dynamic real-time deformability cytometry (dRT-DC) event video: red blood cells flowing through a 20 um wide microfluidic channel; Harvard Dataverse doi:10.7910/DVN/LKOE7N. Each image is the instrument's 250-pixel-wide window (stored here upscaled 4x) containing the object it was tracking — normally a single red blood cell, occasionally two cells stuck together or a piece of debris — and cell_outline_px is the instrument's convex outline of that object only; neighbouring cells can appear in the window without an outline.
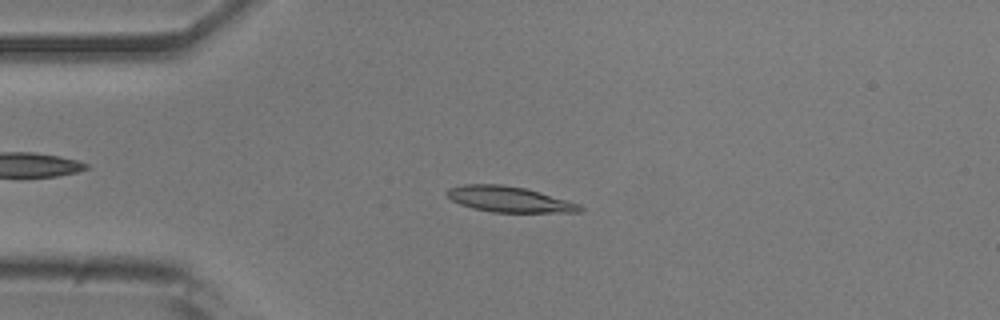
{"species": "common noctule bat (a hibernating species)", "species_latin": "Nyctalus noctula", "temperature_condition": "room temperature", "stored_images_in_passage": 43, "camera_frame_rate_fps": 3000, "um_per_image_px": 0.085, "animal": {"sex": "male", "body_mass_g": 20.5, "forearm_length_mm": 52.5}, "frame": {"image": 1, "passage_image": 11, "time_ms": 3.333, "image_size_px": [1000, 320], "cell_outline_px": [[584, 212], [492, 212], [472, 208], [460, 204], [452, 200], [448, 196], [448, 188], [464, 184], [500, 184], [524, 188], [540, 192], [568, 200], [580, 204], [584, 208]], "centroid_in_image_um": [43.31, 16.94], "position_along_channel_um": 41.7, "area_um2": 19.83}}
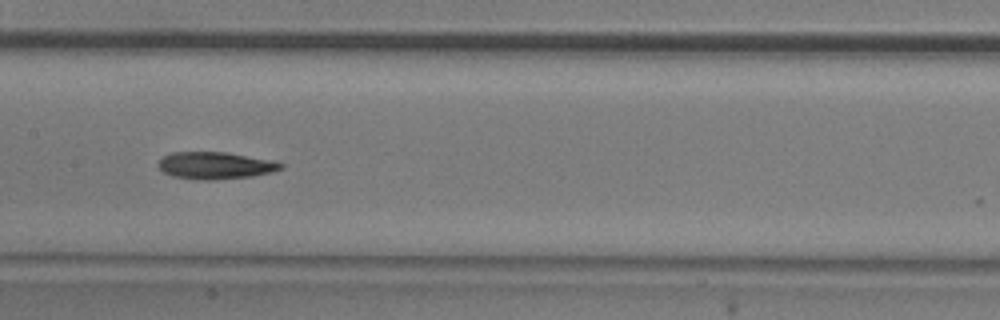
{"frame": {"image": 2, "passage_image": 24, "time_ms": 7.667, "image_size_px": [1000, 320], "cell_outline_px": [[284, 168], [272, 172], [252, 176], [216, 180], [196, 180], [172, 176], [164, 172], [156, 164], [164, 156], [172, 152], [228, 152], [272, 160], [284, 164]], "centroid_in_image_um": [18.32, 14.07], "position_along_channel_um": 189.1, "area_um2": 19.54}}
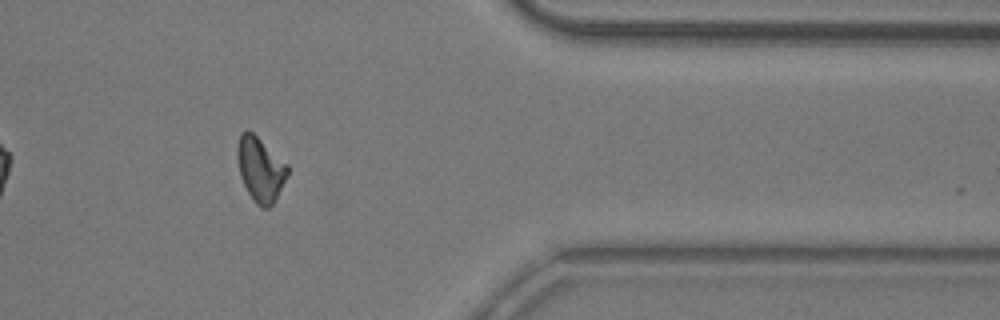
{"frame": {"image": 3, "passage_image": 41, "time_ms": 13.333, "image_size_px": [1000, 320], "cell_outline_px": [[288, 176], [272, 204], [268, 208], [260, 208], [256, 204], [248, 192], [240, 176], [236, 152], [236, 148], [240, 132], [252, 132], [288, 164]], "centroid_in_image_um": [22.12, 14.39], "position_along_channel_um": 389.3, "area_um2": 18.73}}